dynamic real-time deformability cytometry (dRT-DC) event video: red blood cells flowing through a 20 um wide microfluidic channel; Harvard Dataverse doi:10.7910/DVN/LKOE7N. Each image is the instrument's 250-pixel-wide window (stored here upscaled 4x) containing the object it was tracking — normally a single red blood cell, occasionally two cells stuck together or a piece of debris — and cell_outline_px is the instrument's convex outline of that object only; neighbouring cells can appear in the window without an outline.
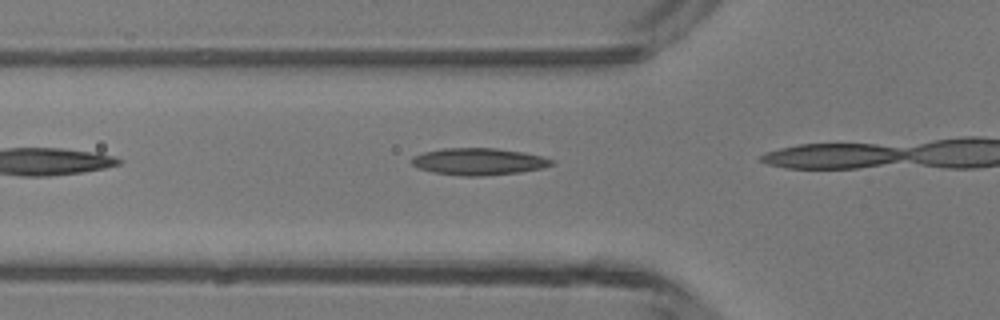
{"species": "common noctule bat (a hibernating species)", "species_latin": "Nyctalus noctula", "temperature_condition": "room temperature", "stored_images_in_passage": 3, "camera_frame_rate_fps": 3000, "um_per_image_px": 0.085, "animal": {"sex": "male", "body_mass_g": 13.3}, "frame": {"image": 1, "passage_image": 2, "time_ms": 1.0, "image_size_px": [1000, 320], "cell_outline_px": [[556, 160], [552, 164], [544, 168], [520, 172], [480, 176], [460, 176], [432, 172], [416, 168], [412, 164], [412, 156], [424, 152], [440, 148], [496, 148], [524, 152]], "centroid_in_image_um": [40.66, 13.73], "position_along_channel_um": 85.1, "area_um2": 22.14}}